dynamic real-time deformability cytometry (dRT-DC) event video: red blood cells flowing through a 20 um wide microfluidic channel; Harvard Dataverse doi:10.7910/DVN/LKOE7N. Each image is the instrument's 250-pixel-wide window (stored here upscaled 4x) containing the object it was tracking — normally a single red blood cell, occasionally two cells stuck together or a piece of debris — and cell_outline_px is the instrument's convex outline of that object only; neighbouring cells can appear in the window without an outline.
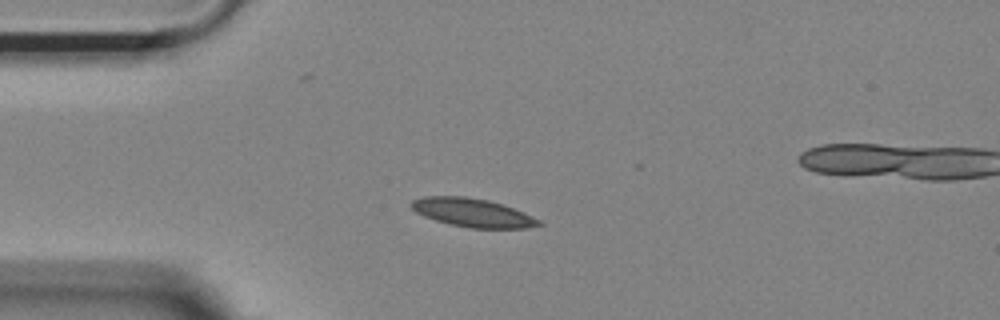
{"species": "Egyptian fruit bat (a non-hibernating species)", "species_latin": "Rousettus aegyptiacus", "temperature_condition": "room temperature", "stored_images_in_passage": 43, "camera_frame_rate_fps": 3000, "um_per_image_px": 0.085, "animal": {"sex": "female"}, "frame": {"image": 1, "passage_image": 1, "time_ms": 0.0, "image_size_px": [1000, 320], "cell_outline_px": [[544, 224], [524, 228], [472, 228], [452, 224], [436, 220], [424, 216], [416, 212], [408, 204], [412, 200], [424, 196], [464, 196], [488, 200], [524, 212], [540, 220]], "centroid_in_image_um": [40.15, 18.07], "position_along_channel_um": 44.9, "area_um2": 20.98}}
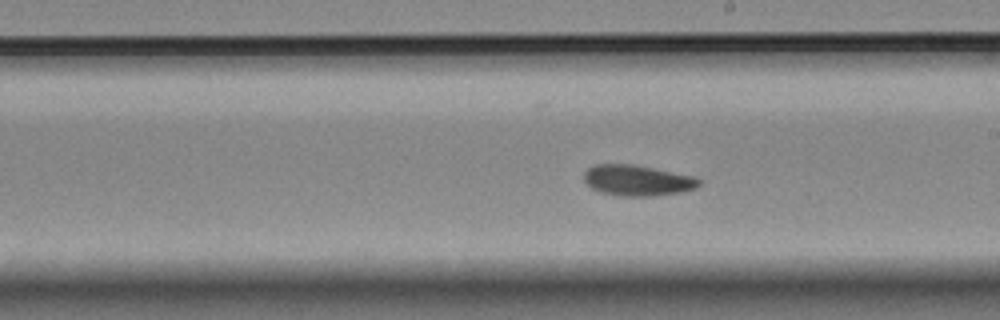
{"frame": {"image": 2, "passage_image": 18, "time_ms": 5.667, "image_size_px": [1000, 320], "cell_outline_px": [[700, 184], [696, 188], [680, 192], [652, 196], [620, 196], [600, 192], [592, 188], [584, 180], [584, 172], [592, 164], [632, 164], [696, 176], [700, 180]], "centroid_in_image_um": [54.17, 15.33], "position_along_channel_um": 234.8, "area_um2": 20.69}}
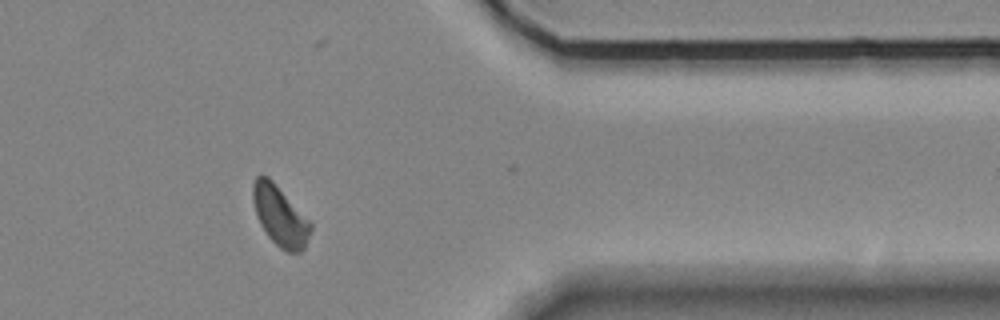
{"frame": {"image": 3, "passage_image": 32, "time_ms": 10.333, "image_size_px": [1000, 320], "cell_outline_px": [[312, 228], [304, 248], [300, 252], [288, 252], [280, 248], [268, 236], [260, 224], [252, 200], [252, 184], [256, 176], [260, 172], [268, 176], [272, 180], [312, 224]], "centroid_in_image_um": [23.77, 18.32], "position_along_channel_um": 387.6, "area_um2": 20.0}, "authors_computed_cell_mechanics": {"area_um2": 20.1144, "velocity_mm_per_s": 3.6444, "shape_relaxation_time_tau1_ms": null, "shape_relaxation_time_tau2_ms": 5.1861, "deformation_change_tau1": null, "deformation_change_tau2": 0.0982}}